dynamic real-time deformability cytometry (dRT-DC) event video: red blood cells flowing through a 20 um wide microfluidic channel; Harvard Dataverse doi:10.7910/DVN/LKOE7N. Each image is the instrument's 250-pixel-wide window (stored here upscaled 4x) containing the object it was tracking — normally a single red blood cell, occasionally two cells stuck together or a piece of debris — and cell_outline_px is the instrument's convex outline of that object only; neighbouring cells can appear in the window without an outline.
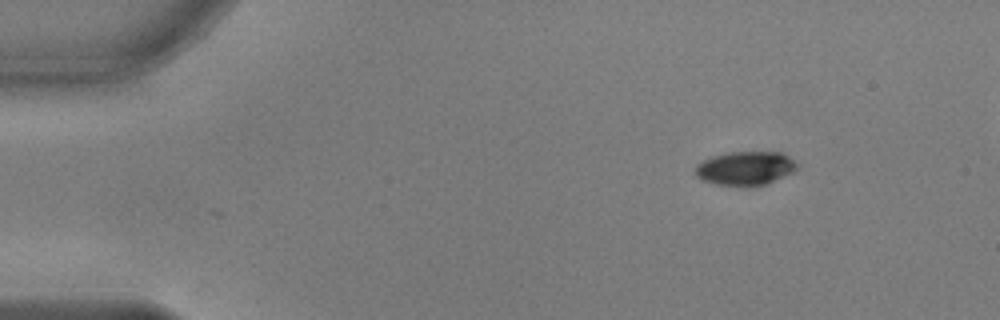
{"species": "common noctule bat (a hibernating species)", "species_latin": "Nyctalus noctula", "temperature_condition": "warm", "stored_images_in_passage": 2, "camera_frame_rate_fps": 3000, "um_per_image_px": 0.085, "animal": {"sex": "male", "body_mass_g": 17.9, "forearm_length_mm": 54.2}, "frame": {"image": 1, "passage_image": 1, "time_ms": 0.0, "image_size_px": [1000, 320], "cell_outline_px": [[796, 168], [792, 172], [764, 184], [748, 188], [716, 184], [700, 180], [696, 176], [696, 164], [712, 156], [728, 152], [780, 152], [788, 156], [796, 164]], "centroid_in_image_um": [63.29, 14.32], "position_along_channel_um": 21.7, "area_um2": 20.06}}